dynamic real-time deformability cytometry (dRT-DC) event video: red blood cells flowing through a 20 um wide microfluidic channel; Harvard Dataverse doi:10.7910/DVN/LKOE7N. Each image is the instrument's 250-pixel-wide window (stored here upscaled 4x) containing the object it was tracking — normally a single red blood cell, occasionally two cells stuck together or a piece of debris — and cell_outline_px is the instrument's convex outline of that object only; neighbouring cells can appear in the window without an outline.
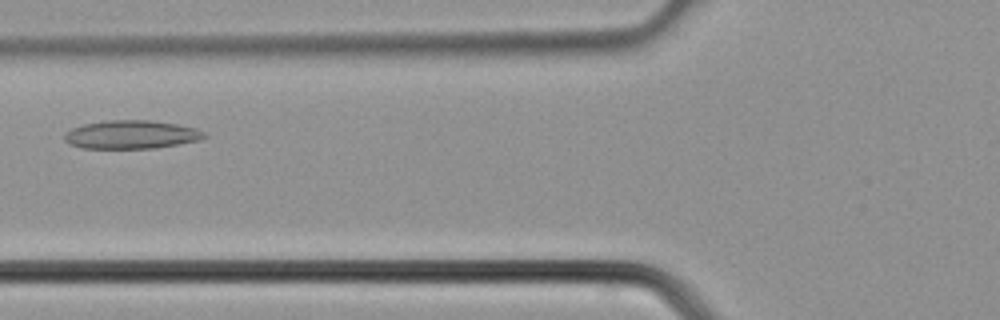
{"species": "common noctule bat (a hibernating species)", "species_latin": "Nyctalus noctula", "temperature_condition": "cold", "stored_images_in_passage": 28, "camera_frame_rate_fps": 3000, "um_per_image_px": 0.085, "animal": {"sex": "male", "body_mass_g": 21.5, "forearm_length_mm": 52.0}, "frame": {"image": 1, "passage_image": 5, "time_ms": 1.333, "image_size_px": [1000, 320], "cell_outline_px": [[208, 136], [200, 140], [156, 148], [80, 148], [68, 144], [64, 140], [64, 132], [72, 128], [84, 124], [104, 120], [148, 120], [176, 124], [196, 128], [204, 132]], "centroid_in_image_um": [11.13, 11.44], "position_along_channel_um": 114.7, "area_um2": 23.29}}
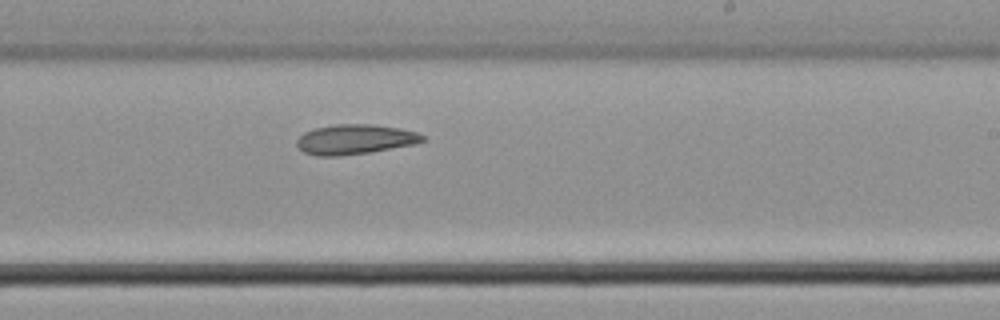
{"frame": {"image": 2, "passage_image": 13, "time_ms": 4.0, "image_size_px": [1000, 320], "cell_outline_px": [[424, 140], [416, 144], [368, 152], [340, 156], [316, 156], [304, 152], [296, 144], [296, 140], [304, 132], [316, 128], [336, 124], [372, 124], [400, 128], [416, 132], [424, 136]], "centroid_in_image_um": [30.16, 11.84], "position_along_channel_um": 258.8, "area_um2": 21.79}}
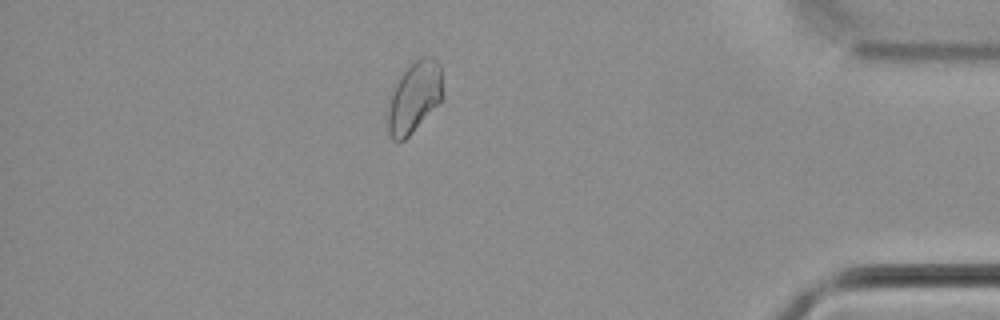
{"frame": {"image": 3, "passage_image": 23, "time_ms": 7.333, "image_size_px": [1000, 320], "cell_outline_px": [[444, 100], [404, 140], [392, 140], [388, 132], [388, 108], [392, 92], [400, 72], [412, 60], [420, 56], [432, 56], [440, 64], [444, 96]], "centroid_in_image_um": [35.25, 8.19], "position_along_channel_um": 400.0, "area_um2": 23.41}}